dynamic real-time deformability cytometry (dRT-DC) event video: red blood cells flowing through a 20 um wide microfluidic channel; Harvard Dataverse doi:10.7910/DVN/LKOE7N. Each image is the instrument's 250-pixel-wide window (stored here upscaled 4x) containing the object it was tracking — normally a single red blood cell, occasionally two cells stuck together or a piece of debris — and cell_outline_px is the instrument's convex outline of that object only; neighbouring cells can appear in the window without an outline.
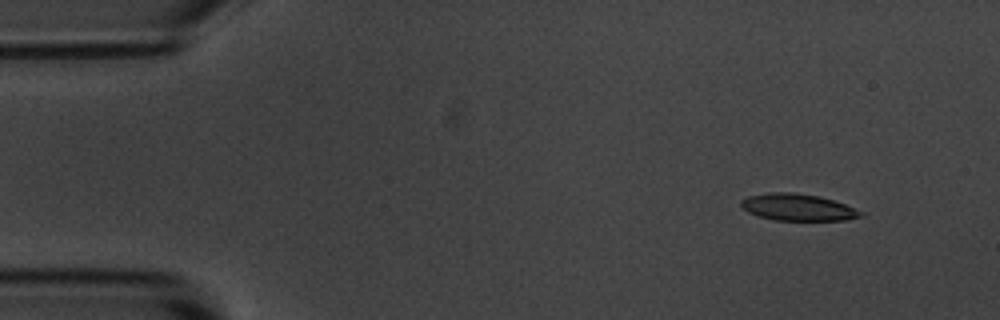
{"species": "common noctule bat (a hibernating species)", "species_latin": "Nyctalus noctula", "temperature_condition": "room temperature", "stored_images_in_passage": 5, "camera_frame_rate_fps": 3000, "um_per_image_px": 0.085, "animal": {"sex": "male", "body_mass_g": 20.1, "forearm_length_mm": 53.5}, "frame": {"image": 1, "passage_image": 2, "time_ms": 1.0, "image_size_px": [1000, 320], "cell_outline_px": [[864, 216], [844, 220], [776, 220], [756, 216], [748, 212], [740, 204], [740, 200], [748, 196], [768, 192], [792, 192], [820, 196], [844, 204], [864, 212]], "centroid_in_image_um": [67.79, 17.61], "position_along_channel_um": 17.2, "area_um2": 18.73}}
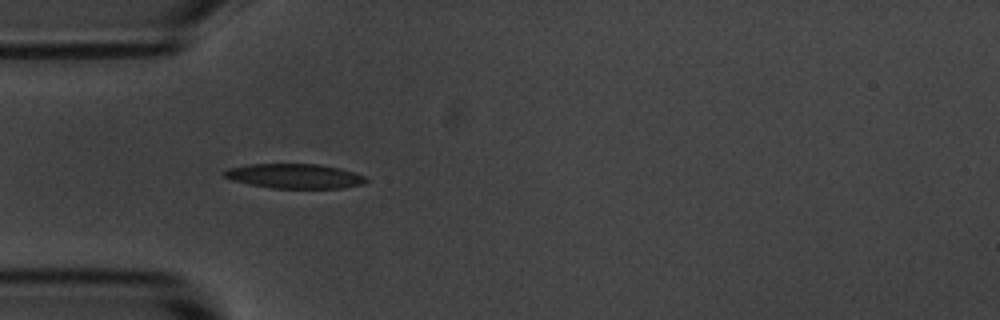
{"frame": {"image": 2, "passage_image": 5, "time_ms": 4.667, "image_size_px": [1000, 320], "cell_outline_px": [[368, 180], [364, 184], [340, 188], [272, 188], [232, 180], [224, 176], [220, 172], [228, 168], [248, 164], [320, 164], [340, 168], [364, 176]], "centroid_in_image_um": [25.02, 14.96], "position_along_channel_um": 60.0, "area_um2": 20.29}}